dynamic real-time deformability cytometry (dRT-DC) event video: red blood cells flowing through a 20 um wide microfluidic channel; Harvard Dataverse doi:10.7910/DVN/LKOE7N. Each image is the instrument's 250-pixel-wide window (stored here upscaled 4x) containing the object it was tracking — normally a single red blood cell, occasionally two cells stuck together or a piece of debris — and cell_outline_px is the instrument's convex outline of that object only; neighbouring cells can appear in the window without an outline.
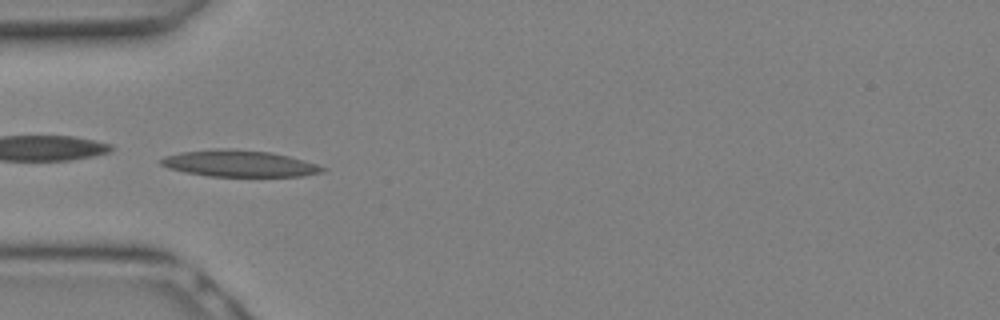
{"species": "Egyptian fruit bat (a non-hibernating species)", "species_latin": "Rousettus aegyptiacus", "temperature_condition": "warm", "stored_images_in_passage": 12, "camera_frame_rate_fps": 3000, "um_per_image_px": 0.085, "animal": {"sex": "female"}, "frame": {"image": 1, "passage_image": 9, "time_ms": 2.667, "image_size_px": [1000, 320], "cell_outline_px": [[328, 168], [324, 172], [304, 176], [208, 176], [184, 172], [168, 168], [160, 164], [160, 160], [164, 156], [180, 152], [228, 148], [232, 148], [268, 152], [288, 156], [304, 160]], "centroid_in_image_um": [20.35, 13.9], "position_along_channel_um": 64.7, "area_um2": 24.91}}